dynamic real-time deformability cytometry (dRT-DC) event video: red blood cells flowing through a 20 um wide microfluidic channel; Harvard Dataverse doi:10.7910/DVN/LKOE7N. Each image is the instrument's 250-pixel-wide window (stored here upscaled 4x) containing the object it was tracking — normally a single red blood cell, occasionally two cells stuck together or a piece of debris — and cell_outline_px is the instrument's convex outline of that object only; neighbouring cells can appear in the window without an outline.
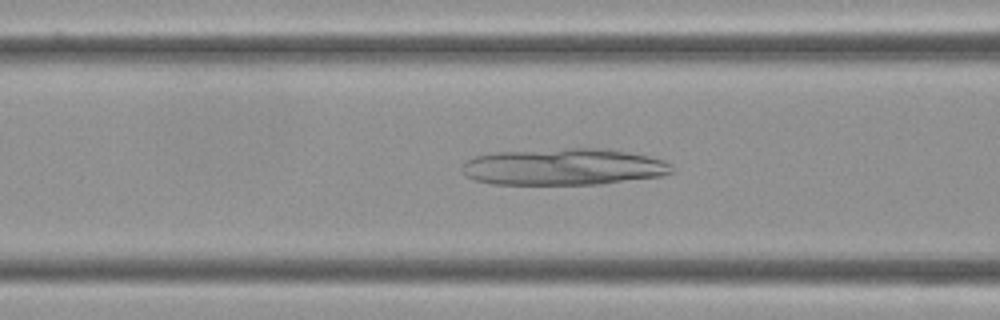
{"species": "Egyptian fruit bat (a non-hibernating species)", "species_latin": "Rousettus aegyptiacus", "temperature_condition": "cold", "stored_images_in_passage": 59, "camera_frame_rate_fps": 3000, "um_per_image_px": 0.085, "frame": {"image": 1, "passage_image": 23, "time_ms": 7.333, "image_size_px": [1000, 320], "cell_outline_px": [[672, 172], [660, 176], [600, 184], [492, 184], [476, 180], [464, 176], [460, 168], [468, 160], [476, 156], [496, 152], [568, 148], [596, 148], [624, 152], [664, 160], [672, 164]], "centroid_in_image_um": [47.86, 14.19], "position_along_channel_um": 118.7, "area_um2": 44.51}}
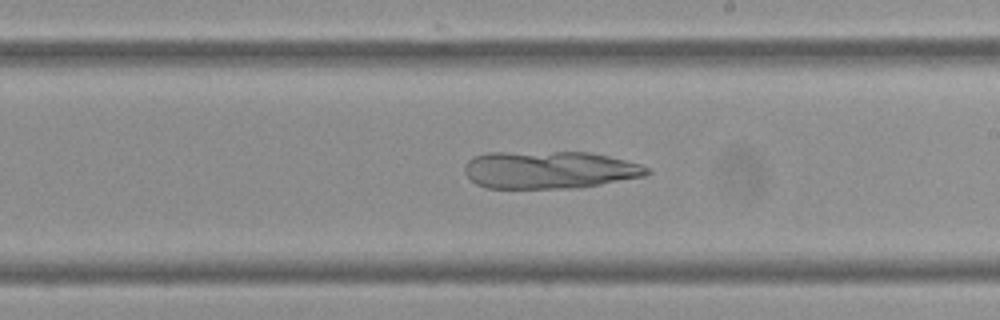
{"frame": {"image": 2, "passage_image": 34, "time_ms": 11.0, "image_size_px": [1000, 320], "cell_outline_px": [[652, 172], [648, 176], [576, 188], [488, 188], [476, 184], [464, 172], [464, 168], [468, 160], [472, 156], [488, 152], [588, 152], [608, 156], [640, 164], [648, 168]], "centroid_in_image_um": [46.7, 14.43], "position_along_channel_um": 242.3, "area_um2": 40.11}}
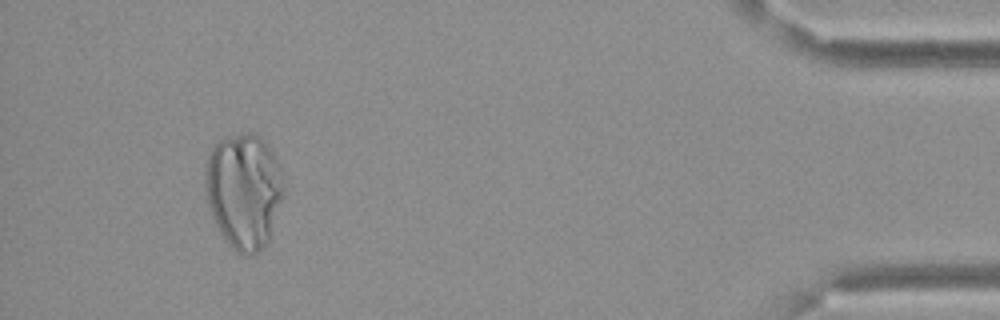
{"frame": {"image": 3, "passage_image": 55, "time_ms": 18.0, "image_size_px": [1000, 320], "cell_outline_px": [[284, 192], [268, 244], [256, 252], [244, 256], [232, 248], [220, 232], [216, 224], [208, 204], [204, 192], [204, 172], [208, 152], [216, 140], [244, 132], [248, 132], [260, 136], [268, 144], [280, 164], [284, 188]], "centroid_in_image_um": [20.72, 16.18], "position_along_channel_um": 414.5, "area_um2": 53.47}}